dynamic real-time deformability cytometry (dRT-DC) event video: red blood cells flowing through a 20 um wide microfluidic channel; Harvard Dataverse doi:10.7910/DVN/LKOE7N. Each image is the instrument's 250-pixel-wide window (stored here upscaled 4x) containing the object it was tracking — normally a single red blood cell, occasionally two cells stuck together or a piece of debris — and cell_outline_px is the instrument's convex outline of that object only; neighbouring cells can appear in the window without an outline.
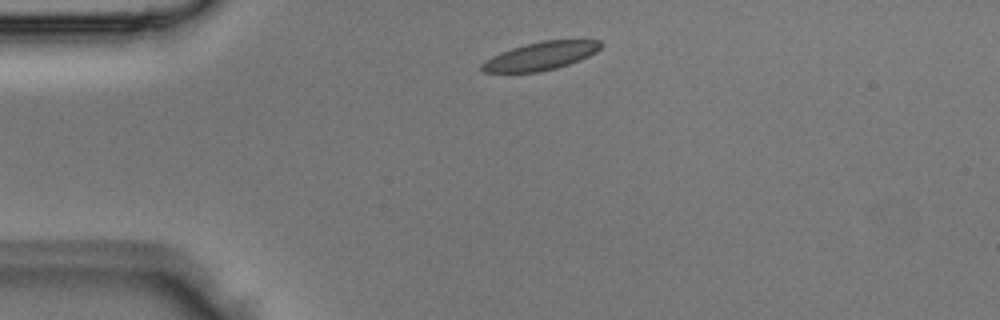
{"species": "Egyptian fruit bat (a non-hibernating species)", "species_latin": "Rousettus aegyptiacus", "temperature_condition": "room temperature", "stored_images_in_passage": 4, "segment_of_instrument_passage": [2, 2], "camera_frame_rate_fps": 3000, "um_per_image_px": 0.085, "animal": {"sex": "male"}, "frame": {"image": 1, "passage_image": 4, "time_ms": 1.0, "image_size_px": [1000, 320], "cell_outline_px": [[600, 48], [596, 52], [580, 60], [556, 68], [540, 72], [484, 72], [480, 68], [480, 64], [492, 56], [500, 52], [524, 44], [544, 40], [600, 40]], "centroid_in_image_um": [45.93, 4.76], "position_along_channel_um": 39.1, "area_um2": 19.36}}